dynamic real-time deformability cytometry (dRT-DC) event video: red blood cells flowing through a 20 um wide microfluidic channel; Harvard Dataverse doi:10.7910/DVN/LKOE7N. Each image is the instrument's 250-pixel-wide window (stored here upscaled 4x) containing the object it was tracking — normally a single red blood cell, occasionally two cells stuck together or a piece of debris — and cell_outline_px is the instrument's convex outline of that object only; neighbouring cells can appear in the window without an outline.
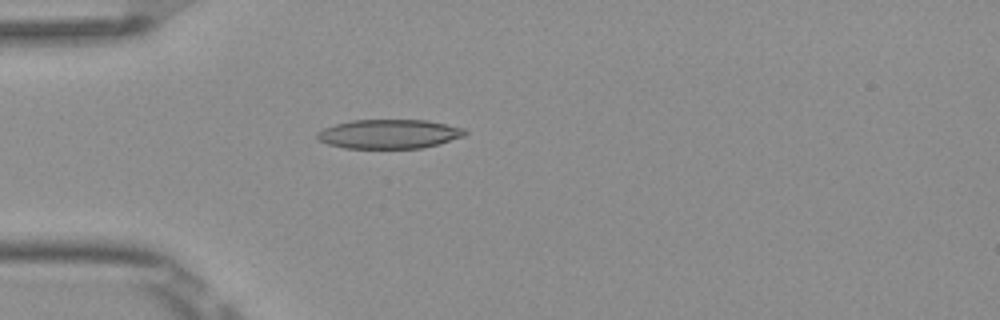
{"species": "Egyptian fruit bat (a non-hibernating species)", "species_latin": "Rousettus aegyptiacus", "temperature_condition": "room temperature", "stored_images_in_passage": 6, "camera_frame_rate_fps": 3000, "um_per_image_px": 0.085, "frame": {"image": 1, "passage_image": 6, "time_ms": 1.667, "image_size_px": [1000, 320], "cell_outline_px": [[468, 132], [464, 136], [424, 148], [344, 148], [328, 144], [320, 140], [316, 136], [316, 132], [324, 128], [336, 124], [352, 120], [428, 120], [464, 128]], "centroid_in_image_um": [33.08, 11.39], "position_along_channel_um": 51.9, "area_um2": 25.09}}